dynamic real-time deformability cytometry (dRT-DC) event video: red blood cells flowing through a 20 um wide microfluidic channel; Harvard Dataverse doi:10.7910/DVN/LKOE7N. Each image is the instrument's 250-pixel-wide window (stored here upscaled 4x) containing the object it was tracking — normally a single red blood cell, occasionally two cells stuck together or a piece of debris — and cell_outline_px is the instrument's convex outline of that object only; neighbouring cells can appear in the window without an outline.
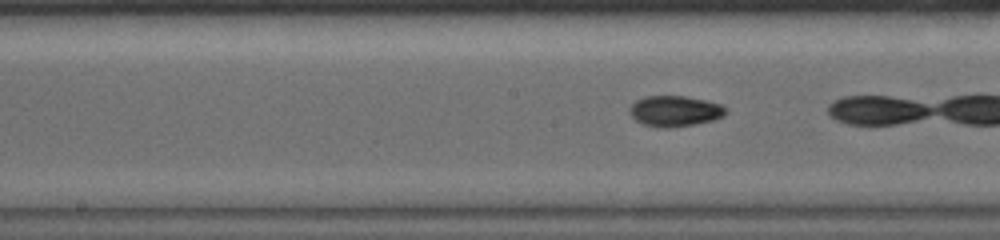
{"species": "common noctule bat (a hibernating species)", "species_latin": "Nyctalus noctula", "temperature_condition": "warm", "stored_images_in_passage": 38, "camera_frame_rate_fps": 5000, "um_per_image_px": 0.085, "animal": {"sex": "female", "body_mass_g": 19.0, "forearm_length_mm": 56.7}, "frame": {"image": 1, "passage_image": 17, "time_ms": 3.8, "image_size_px": [1000, 240], "cell_outline_px": [[728, 112], [724, 116], [712, 120], [696, 124], [668, 128], [660, 128], [644, 124], [636, 120], [632, 116], [628, 108], [636, 100], [644, 96], [684, 96], [704, 100], [720, 104]], "centroid_in_image_um": [57.35, 9.44], "position_along_channel_um": 190.9, "area_um2": 17.17}}